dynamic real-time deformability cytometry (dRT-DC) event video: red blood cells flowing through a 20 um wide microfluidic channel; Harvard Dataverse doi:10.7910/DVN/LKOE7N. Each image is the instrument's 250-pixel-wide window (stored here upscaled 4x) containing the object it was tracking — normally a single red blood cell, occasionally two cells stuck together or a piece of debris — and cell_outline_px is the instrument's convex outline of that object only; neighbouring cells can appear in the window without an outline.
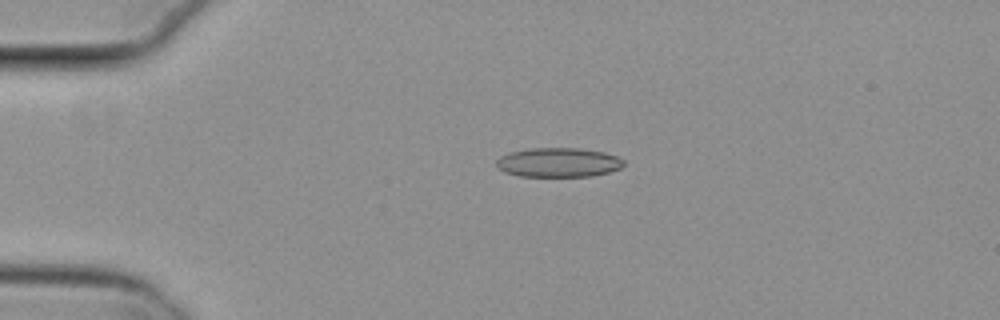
{"species": "common noctule bat (a hibernating species)", "species_latin": "Nyctalus noctula", "temperature_condition": "cold", "stored_images_in_passage": 2, "camera_frame_rate_fps": 3000, "um_per_image_px": 0.085, "animal": {"sex": "female", "body_mass_g": 29.2, "forearm_length_mm": 56.3}, "frame": {"image": 1, "passage_image": 1, "time_ms": 0.0, "image_size_px": [1000, 320], "cell_outline_px": [[624, 164], [620, 168], [608, 172], [592, 176], [520, 176], [504, 172], [496, 164], [496, 160], [500, 156], [512, 152], [528, 148], [580, 148], [604, 152], [616, 156], [624, 160]], "centroid_in_image_um": [47.47, 13.8], "position_along_channel_um": 37.5, "area_um2": 21.68}}